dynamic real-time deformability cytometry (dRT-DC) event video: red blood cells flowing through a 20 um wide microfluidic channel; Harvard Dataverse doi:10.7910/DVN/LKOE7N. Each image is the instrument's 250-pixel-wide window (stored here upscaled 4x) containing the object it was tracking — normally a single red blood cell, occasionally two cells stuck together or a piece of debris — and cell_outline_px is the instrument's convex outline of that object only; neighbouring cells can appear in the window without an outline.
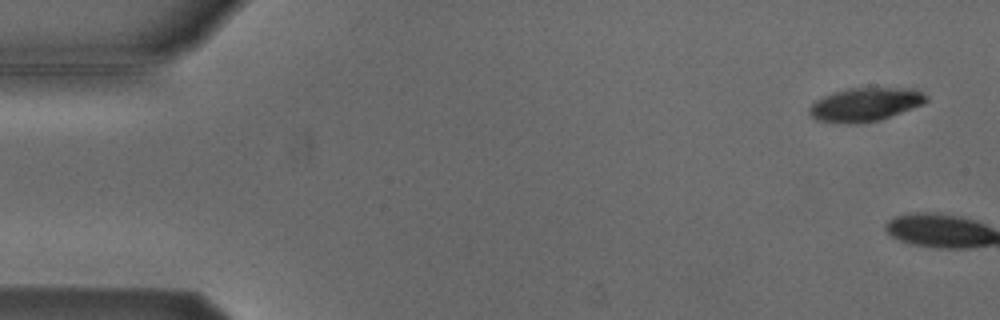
{"species": "Egyptian fruit bat (a non-hibernating species)", "species_latin": "Rousettus aegyptiacus", "temperature_condition": "cold", "stored_images_in_passage": 6, "camera_frame_rate_fps": 3000, "um_per_image_px": 0.085, "animal": {"sex": "male"}, "frame": {"image": 1, "passage_image": 1, "time_ms": 0.0, "image_size_px": [1000, 320], "cell_outline_px": [[928, 100], [924, 104], [880, 120], [856, 124], [848, 124], [816, 120], [808, 112], [808, 108], [816, 100], [832, 92], [848, 88], [916, 88], [924, 92], [928, 96]], "centroid_in_image_um": [73.57, 8.88], "position_along_channel_um": 11.4, "area_um2": 23.12}}